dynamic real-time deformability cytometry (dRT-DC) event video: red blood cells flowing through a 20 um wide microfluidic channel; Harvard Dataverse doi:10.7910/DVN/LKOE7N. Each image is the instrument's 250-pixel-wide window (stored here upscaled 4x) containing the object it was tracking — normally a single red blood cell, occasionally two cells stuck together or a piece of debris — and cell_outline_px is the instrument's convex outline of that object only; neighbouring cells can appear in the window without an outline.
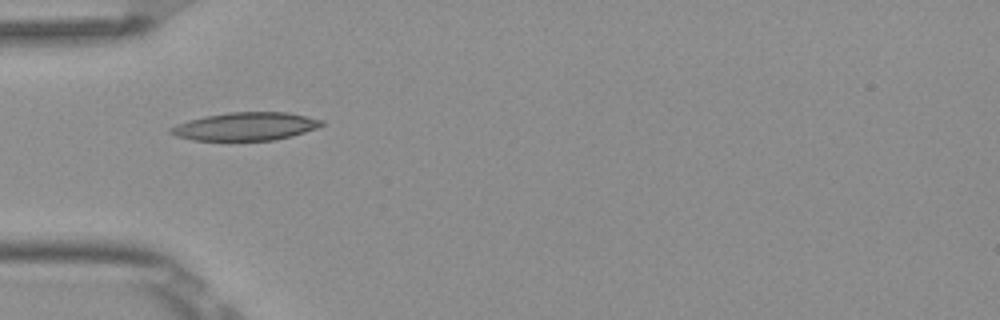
{"species": "Egyptian fruit bat (a non-hibernating species)", "species_latin": "Rousettus aegyptiacus", "temperature_condition": "room temperature", "stored_images_in_passage": 10, "camera_frame_rate_fps": 3000, "um_per_image_px": 0.085, "frame": {"image": 1, "passage_image": 5, "time_ms": 1.333, "image_size_px": [1000, 320], "cell_outline_px": [[324, 124], [316, 128], [292, 136], [276, 140], [192, 140], [176, 136], [168, 132], [168, 128], [176, 124], [188, 120], [204, 116], [228, 112], [288, 112], [324, 120]], "centroid_in_image_um": [20.85, 10.74], "position_along_channel_um": 64.2, "area_um2": 24.8}}
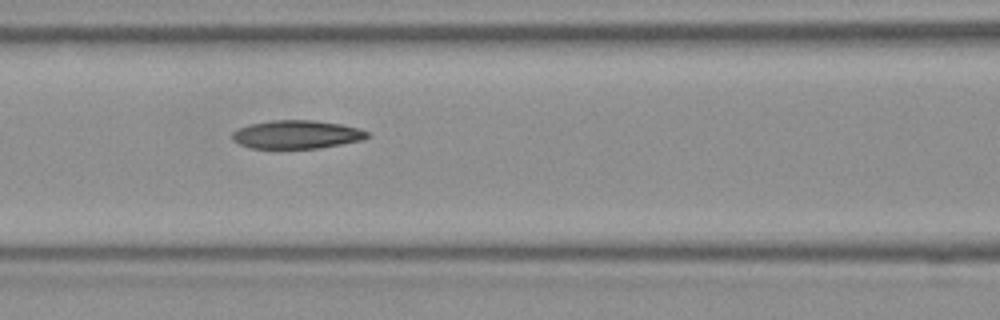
{"frame": {"image": 2, "passage_image": 7, "time_ms": 2.0, "image_size_px": [1000, 320], "cell_outline_px": [[372, 136], [360, 140], [320, 148], [252, 148], [240, 144], [232, 140], [232, 132], [248, 124], [272, 120], [312, 120], [340, 124], [356, 128], [368, 132]], "centroid_in_image_um": [25.19, 11.43], "position_along_channel_um": 141.4, "area_um2": 22.14}}
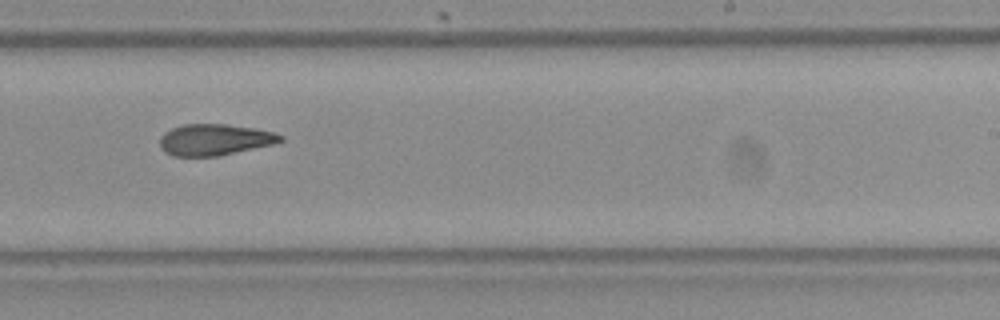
{"frame": {"image": 3, "passage_image": 10, "time_ms": 3.0, "image_size_px": [1000, 320], "cell_outline_px": [[284, 140], [272, 144], [220, 156], [172, 156], [164, 152], [160, 148], [160, 136], [164, 132], [172, 128], [184, 124], [224, 124], [252, 128], [276, 132], [284, 136]], "centroid_in_image_um": [18.22, 11.88], "position_along_channel_um": 270.8, "area_um2": 22.08}}